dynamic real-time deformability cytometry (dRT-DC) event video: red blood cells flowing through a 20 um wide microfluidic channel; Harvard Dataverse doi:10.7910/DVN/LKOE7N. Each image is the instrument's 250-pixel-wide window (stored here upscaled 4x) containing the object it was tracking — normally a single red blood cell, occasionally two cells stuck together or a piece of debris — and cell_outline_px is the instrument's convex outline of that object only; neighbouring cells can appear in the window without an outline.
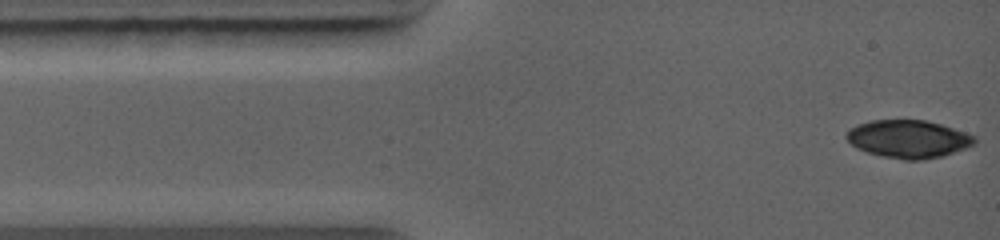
{"species": "common noctule bat (a hibernating species)", "species_latin": "Nyctalus noctula", "temperature_condition": "warm", "stored_images_in_passage": 7, "camera_frame_rate_fps": 5000, "um_per_image_px": 0.085, "animal": {"sex": "female", "body_mass_g": 19.0, "forearm_length_mm": 56.7}, "frame": {"image": 1, "passage_image": 1, "time_ms": 0.0, "image_size_px": [1000, 240], "cell_outline_px": [[976, 140], [972, 144], [964, 148], [944, 156], [924, 160], [904, 160], [884, 156], [868, 152], [856, 148], [844, 136], [848, 128], [872, 120], [924, 120], [940, 124], [976, 136]], "centroid_in_image_um": [77.18, 11.82], "position_along_channel_um": 7.8, "area_um2": 28.09}}